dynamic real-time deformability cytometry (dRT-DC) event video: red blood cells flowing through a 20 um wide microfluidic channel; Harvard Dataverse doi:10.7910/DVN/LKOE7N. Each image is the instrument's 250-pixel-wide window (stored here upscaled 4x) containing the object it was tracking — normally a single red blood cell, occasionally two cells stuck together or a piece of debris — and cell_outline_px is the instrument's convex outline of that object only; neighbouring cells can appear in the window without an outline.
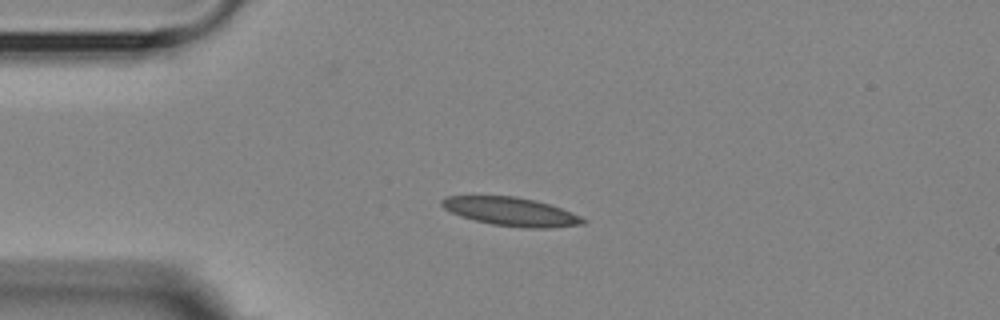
{"species": "Egyptian fruit bat (a non-hibernating species)", "species_latin": "Rousettus aegyptiacus", "temperature_condition": "room temperature", "stored_images_in_passage": 3, "camera_frame_rate_fps": 3000, "um_per_image_px": 0.085, "animal": {"sex": "female"}, "frame": {"image": 1, "passage_image": 3, "time_ms": 2.333, "image_size_px": [1000, 320], "cell_outline_px": [[588, 220], [584, 224], [548, 228], [524, 228], [492, 224], [460, 216], [444, 208], [440, 204], [440, 200], [444, 196], [516, 196], [536, 200], [572, 212]], "centroid_in_image_um": [43.44, 17.98], "position_along_channel_um": 41.6, "area_um2": 23.47}}